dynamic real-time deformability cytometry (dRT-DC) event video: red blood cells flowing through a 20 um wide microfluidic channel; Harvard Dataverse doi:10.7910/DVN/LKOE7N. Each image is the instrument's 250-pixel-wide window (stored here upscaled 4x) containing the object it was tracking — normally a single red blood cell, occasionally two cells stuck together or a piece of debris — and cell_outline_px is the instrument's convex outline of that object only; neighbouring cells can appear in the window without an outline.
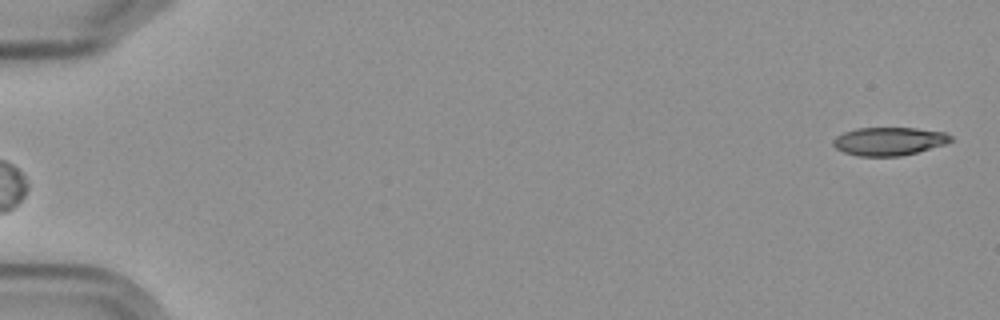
{"species": "Egyptian fruit bat (a non-hibernating species)", "species_latin": "Rousettus aegyptiacus", "temperature_condition": "cold", "stored_images_in_passage": 3, "segment_of_instrument_passage": [2, 2], "camera_frame_rate_fps": 3000, "um_per_image_px": 0.085, "frame": {"image": 1, "passage_image": 3, "time_ms": 2.333, "image_size_px": [1000, 320], "cell_outline_px": [[952, 140], [944, 144], [916, 152], [900, 156], [856, 156], [844, 152], [836, 148], [832, 144], [832, 140], [836, 136], [844, 132], [856, 128], [916, 128], [944, 132], [952, 136]], "centroid_in_image_um": [75.53, 12.0], "position_along_channel_um": 9.5, "area_um2": 19.25}}